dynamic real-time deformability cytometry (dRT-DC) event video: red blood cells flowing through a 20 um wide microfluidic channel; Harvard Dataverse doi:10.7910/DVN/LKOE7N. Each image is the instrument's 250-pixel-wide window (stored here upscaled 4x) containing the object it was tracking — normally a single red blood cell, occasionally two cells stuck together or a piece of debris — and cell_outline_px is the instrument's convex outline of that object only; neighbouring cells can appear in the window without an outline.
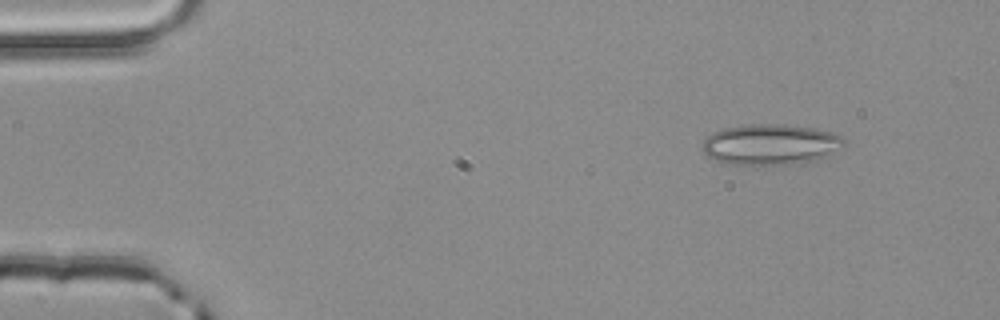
{"species": "common noctule bat (a hibernating species)", "species_latin": "Nyctalus noctula", "temperature_condition": "room temperature", "stored_images_in_passage": 4, "camera_frame_rate_fps": 3000, "um_per_image_px": 0.085, "animal": {"sex": "male", "body_mass_g": 20.4}, "frame": {"image": 1, "passage_image": 4, "time_ms": 1.0, "image_size_px": [1000, 320], "cell_outline_px": [[844, 144], [840, 148], [824, 156], [812, 160], [788, 164], [724, 164], [708, 156], [704, 152], [704, 140], [712, 132], [724, 128], [740, 124], [784, 124], [816, 128], [832, 132], [840, 136], [844, 140]], "centroid_in_image_um": [65.46, 12.25], "position_along_channel_um": 19.5, "area_um2": 33.35}}